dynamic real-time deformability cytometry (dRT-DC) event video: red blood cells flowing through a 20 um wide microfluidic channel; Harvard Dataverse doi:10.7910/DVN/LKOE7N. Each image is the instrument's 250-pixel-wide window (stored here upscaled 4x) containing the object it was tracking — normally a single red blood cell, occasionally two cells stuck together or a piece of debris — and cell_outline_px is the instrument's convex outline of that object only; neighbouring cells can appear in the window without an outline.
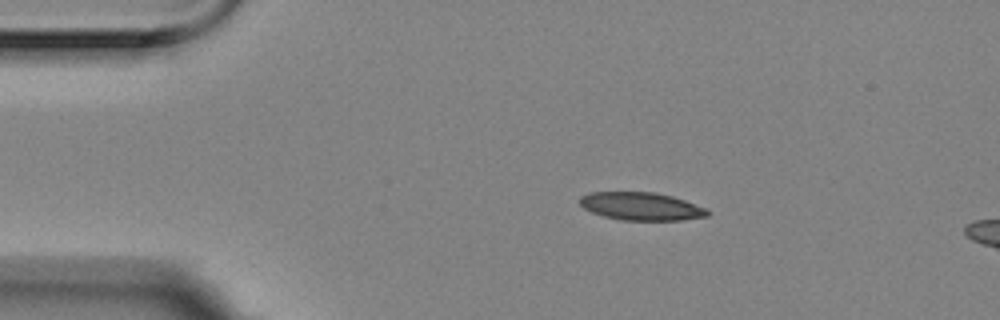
{"species": "Egyptian fruit bat (a non-hibernating species)", "species_latin": "Rousettus aegyptiacus", "temperature_condition": "room temperature", "stored_images_in_passage": 5, "segment_of_instrument_passage": [1, 2], "camera_frame_rate_fps": 3000, "um_per_image_px": 0.085, "animal": {"sex": "female"}, "frame": {"image": 1, "passage_image": 3, "time_ms": 0.667, "image_size_px": [1000, 320], "cell_outline_px": [[708, 216], [680, 220], [624, 220], [604, 216], [592, 212], [584, 208], [580, 204], [580, 196], [588, 192], [656, 192], [672, 196], [708, 208]], "centroid_in_image_um": [54.5, 17.53], "position_along_channel_um": 30.5, "area_um2": 20.75}}